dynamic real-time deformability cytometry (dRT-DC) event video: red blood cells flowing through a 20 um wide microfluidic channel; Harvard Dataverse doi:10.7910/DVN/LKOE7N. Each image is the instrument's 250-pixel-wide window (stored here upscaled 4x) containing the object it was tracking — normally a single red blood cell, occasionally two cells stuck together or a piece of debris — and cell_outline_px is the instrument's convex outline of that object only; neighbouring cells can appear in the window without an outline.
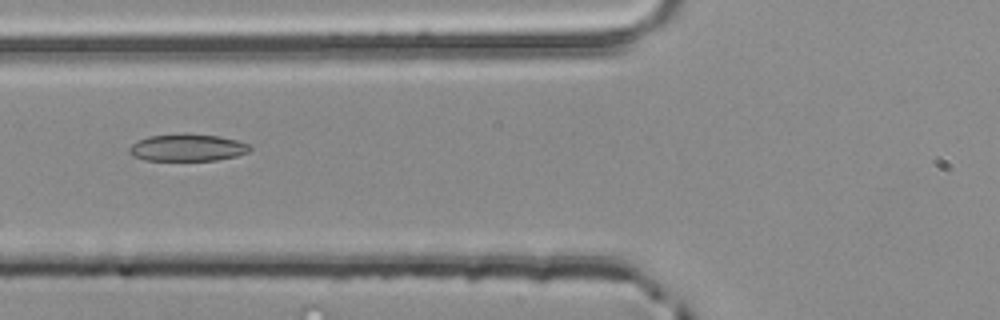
{"species": "common noctule bat (a hibernating species)", "species_latin": "Nyctalus noctula", "temperature_condition": "room temperature", "stored_images_in_passage": 4, "camera_frame_rate_fps": 3000, "um_per_image_px": 0.085, "animal": {"sex": "male", "body_mass_g": 20.4}, "frame": {"image": 1, "passage_image": 4, "time_ms": 1.0, "image_size_px": [1000, 320], "cell_outline_px": [[252, 148], [248, 152], [236, 156], [216, 160], [144, 160], [132, 156], [128, 152], [128, 148], [136, 140], [148, 136], [184, 132], [216, 136], [236, 140], [248, 144]], "centroid_in_image_um": [15.87, 12.53], "position_along_channel_um": 109.9, "area_um2": 19.31}}